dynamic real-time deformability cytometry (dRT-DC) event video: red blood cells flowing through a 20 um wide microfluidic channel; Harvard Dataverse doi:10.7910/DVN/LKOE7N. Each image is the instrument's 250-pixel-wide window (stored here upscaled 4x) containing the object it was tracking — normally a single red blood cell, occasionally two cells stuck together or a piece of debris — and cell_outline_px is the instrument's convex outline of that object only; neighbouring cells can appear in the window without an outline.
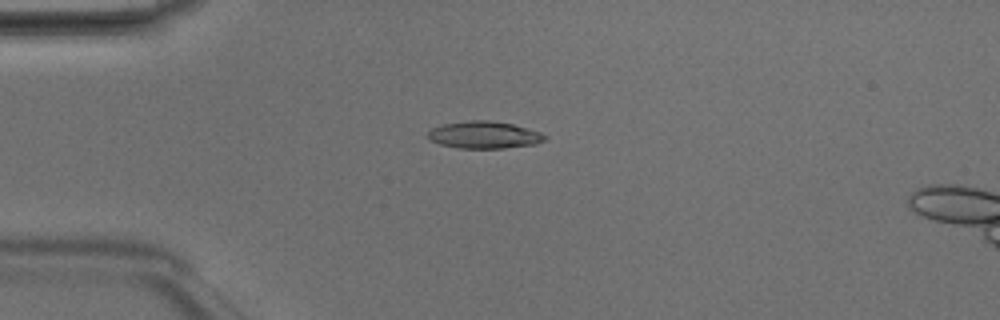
{"species": "Egyptian fruit bat (a non-hibernating species)", "species_latin": "Rousettus aegyptiacus", "temperature_condition": "room temperature", "stored_images_in_passage": 49, "camera_frame_rate_fps": 3000, "um_per_image_px": 0.085, "animal": {"sex": "male"}, "frame": {"image": 1, "passage_image": 13, "time_ms": 4.0, "image_size_px": [1000, 320], "cell_outline_px": [[548, 136], [544, 140], [536, 144], [504, 148], [460, 148], [440, 144], [428, 140], [428, 132], [432, 128], [444, 124], [468, 120], [488, 120], [512, 124], [540, 132]], "centroid_in_image_um": [41.15, 11.47], "position_along_channel_um": 43.9, "area_um2": 18.44}}
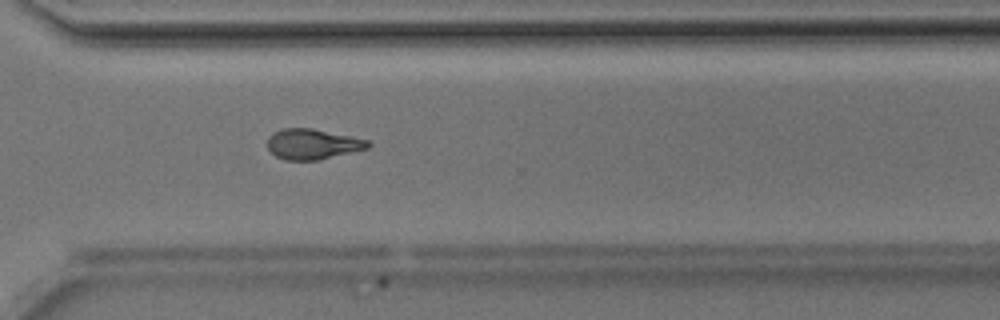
{"frame": {"image": 2, "passage_image": 36, "time_ms": 11.667, "image_size_px": [1000, 320], "cell_outline_px": [[372, 144], [368, 148], [316, 160], [284, 160], [276, 156], [268, 148], [268, 136], [272, 132], [284, 128], [312, 128], [352, 136], [368, 140]], "centroid_in_image_um": [26.56, 12.23], "position_along_channel_um": 344.0, "area_um2": 17.74}}
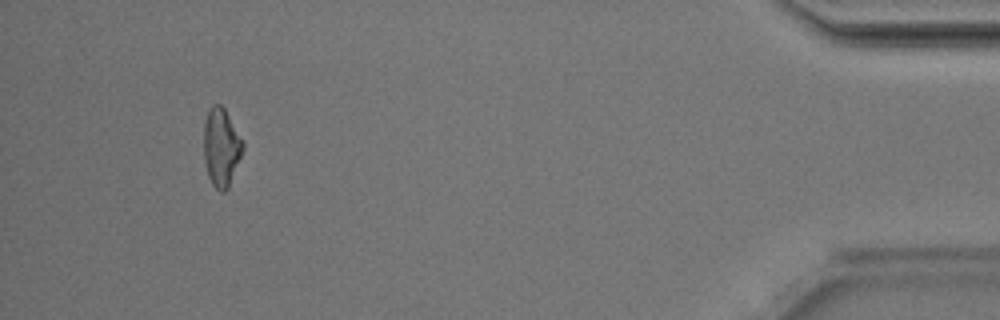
{"frame": {"image": 3, "passage_image": 46, "time_ms": 15.0, "image_size_px": [1000, 320], "cell_outline_px": [[244, 148], [228, 188], [224, 192], [220, 192], [212, 184], [208, 176], [204, 160], [204, 124], [208, 112], [212, 104], [220, 104], [224, 108], [244, 144]], "centroid_in_image_um": [18.79, 12.54], "position_along_channel_um": 416.4, "area_um2": 17.57}, "authors_computed_cell_mechanics": {"area_um2": 18.1492, "velocity_mm_per_s": 4.2103, "shape_relaxation_time_tau1_ms": 4.286, "shape_relaxation_time_tau2_ms": 3.5094, "deformation_change_tau1": 0.164, "deformation_change_tau2": 0.1255}}